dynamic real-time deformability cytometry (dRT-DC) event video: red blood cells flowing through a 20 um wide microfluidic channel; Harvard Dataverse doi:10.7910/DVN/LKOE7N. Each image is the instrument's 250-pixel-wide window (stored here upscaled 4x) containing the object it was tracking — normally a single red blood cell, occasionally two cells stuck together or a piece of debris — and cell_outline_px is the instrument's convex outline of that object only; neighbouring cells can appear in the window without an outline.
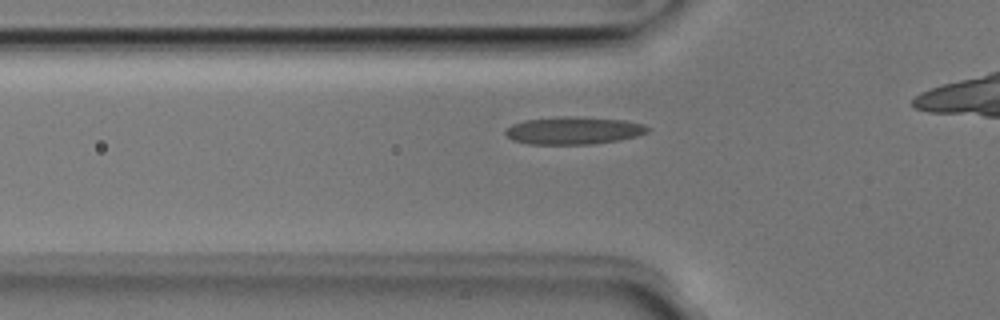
{"species": "Egyptian fruit bat (a non-hibernating species)", "species_latin": "Rousettus aegyptiacus", "temperature_condition": "room temperature", "stored_images_in_passage": 39, "camera_frame_rate_fps": 3000, "um_per_image_px": 0.085, "animal": {"sex": "male"}, "frame": {"image": 1, "passage_image": 11, "time_ms": 3.333, "image_size_px": [1000, 320], "cell_outline_px": [[648, 132], [636, 136], [620, 140], [592, 144], [528, 144], [512, 140], [504, 132], [512, 124], [524, 120], [560, 116], [576, 116], [624, 120], [644, 124], [648, 128]], "centroid_in_image_um": [48.75, 11.09], "position_along_channel_um": 77.1, "area_um2": 22.89}}
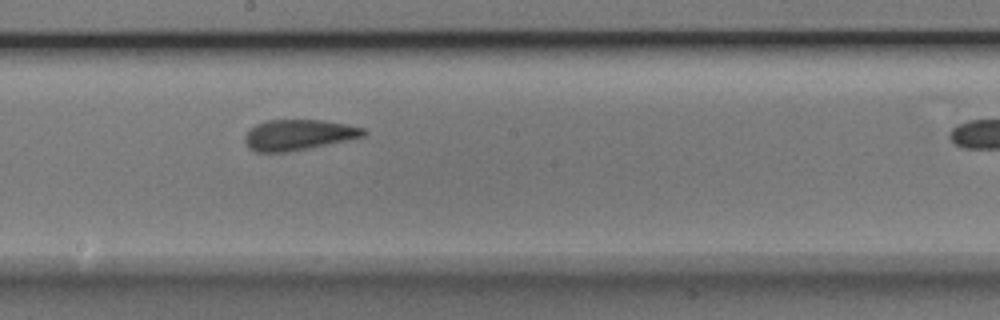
{"frame": {"image": 2, "passage_image": 22, "time_ms": 7.0, "image_size_px": [1000, 320], "cell_outline_px": [[368, 132], [364, 136], [348, 140], [308, 148], [284, 152], [256, 152], [248, 148], [244, 140], [244, 136], [248, 128], [256, 124], [268, 120], [320, 120], [348, 124], [364, 128]], "centroid_in_image_um": [25.34, 11.46], "position_along_channel_um": 222.9, "area_um2": 21.27}}
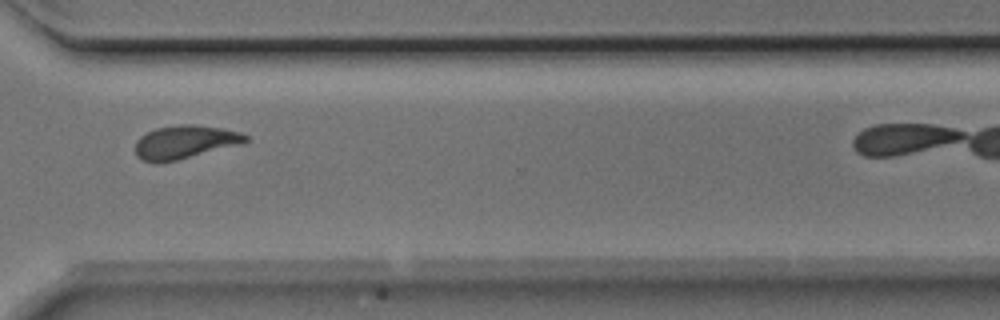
{"frame": {"image": 3, "passage_image": 32, "time_ms": 10.333, "image_size_px": [1000, 320], "cell_outline_px": [[252, 140], [244, 144], [176, 160], [144, 160], [136, 156], [136, 140], [140, 136], [156, 128], [180, 124], [192, 124], [220, 128], [240, 132], [248, 136]], "centroid_in_image_um": [15.8, 12.04], "position_along_channel_um": 354.8, "area_um2": 21.15}, "authors_computed_cell_mechanics": {"area_um2": 21.2126, "velocity_mm_per_s": 3.9628, "shape_relaxation_time_tau1_ms": 5.8262, "shape_relaxation_time_tau2_ms": 0.9582, "deformation_change_tau1": 0.1868, "deformation_change_tau2": 0.0939}}